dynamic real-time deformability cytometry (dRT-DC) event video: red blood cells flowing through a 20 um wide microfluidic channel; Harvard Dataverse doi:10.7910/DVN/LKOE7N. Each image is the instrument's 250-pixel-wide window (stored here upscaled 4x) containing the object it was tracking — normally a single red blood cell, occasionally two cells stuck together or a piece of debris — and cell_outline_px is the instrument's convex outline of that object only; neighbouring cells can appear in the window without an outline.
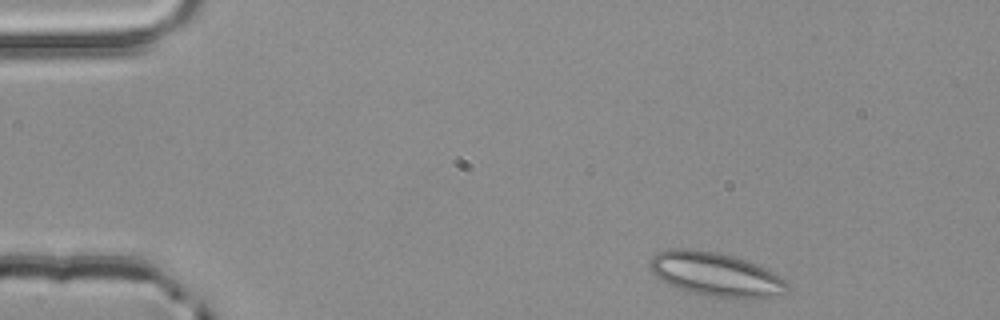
{"species": "common noctule bat (a hibernating species)", "species_latin": "Nyctalus noctula", "temperature_condition": "room temperature", "stored_images_in_passage": 48, "camera_frame_rate_fps": 3000, "um_per_image_px": 0.085, "animal": {"sex": "male", "body_mass_g": 20.4}, "frame": {"image": 1, "passage_image": 2, "time_ms": 0.333, "image_size_px": [1000, 320], "cell_outline_px": [[788, 292], [780, 296], [712, 296], [688, 292], [668, 284], [656, 276], [648, 268], [648, 264], [652, 256], [668, 248], [692, 248], [716, 252], [748, 260], [760, 264], [784, 280], [788, 284]], "centroid_in_image_um": [60.79, 23.28], "position_along_channel_um": 24.2, "area_um2": 34.8}}
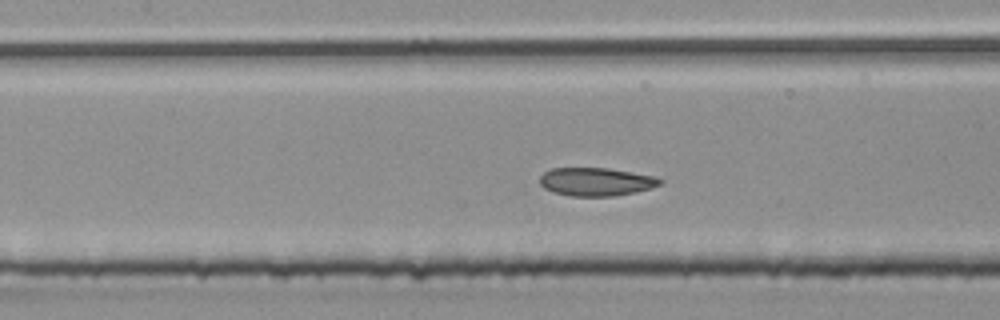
{"frame": {"image": 2, "passage_image": 19, "time_ms": 6.0, "image_size_px": [1000, 320], "cell_outline_px": [[664, 180], [660, 184], [652, 188], [636, 192], [612, 196], [572, 196], [552, 192], [544, 188], [540, 184], [540, 176], [544, 172], [552, 168], [608, 168], [656, 176]], "centroid_in_image_um": [50.68, 15.45], "position_along_channel_um": 156.7, "area_um2": 19.88}}
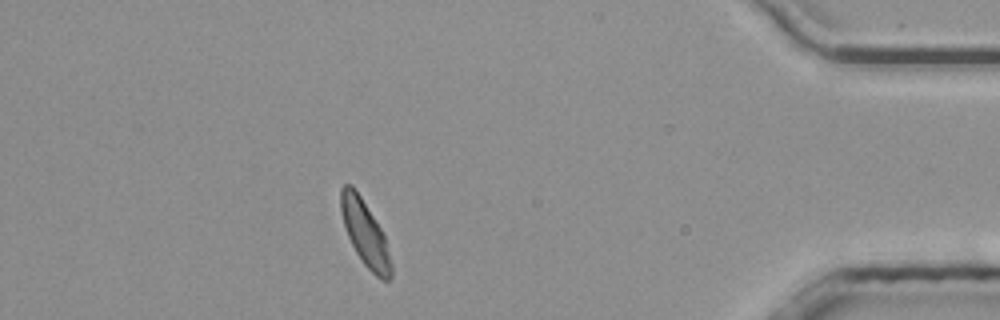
{"frame": {"image": 3, "passage_image": 42, "time_ms": 13.667, "image_size_px": [1000, 320], "cell_outline_px": [[392, 276], [388, 280], [380, 280], [364, 264], [356, 252], [348, 236], [340, 212], [340, 188], [344, 184], [352, 184], [360, 196], [380, 228], [384, 236], [392, 264]], "centroid_in_image_um": [31.01, 19.83], "position_along_channel_um": 404.2, "area_um2": 18.84}, "authors_computed_cell_mechanics": {"area_um2": 19.8832, "velocity_mm_per_s": 3.8598, "shape_relaxation_time_tau1_ms": 10.4804, "shape_relaxation_time_tau2_ms": 1.9737, "deformation_change_tau1": 0.2179, "deformation_change_tau2": 0.0737}}